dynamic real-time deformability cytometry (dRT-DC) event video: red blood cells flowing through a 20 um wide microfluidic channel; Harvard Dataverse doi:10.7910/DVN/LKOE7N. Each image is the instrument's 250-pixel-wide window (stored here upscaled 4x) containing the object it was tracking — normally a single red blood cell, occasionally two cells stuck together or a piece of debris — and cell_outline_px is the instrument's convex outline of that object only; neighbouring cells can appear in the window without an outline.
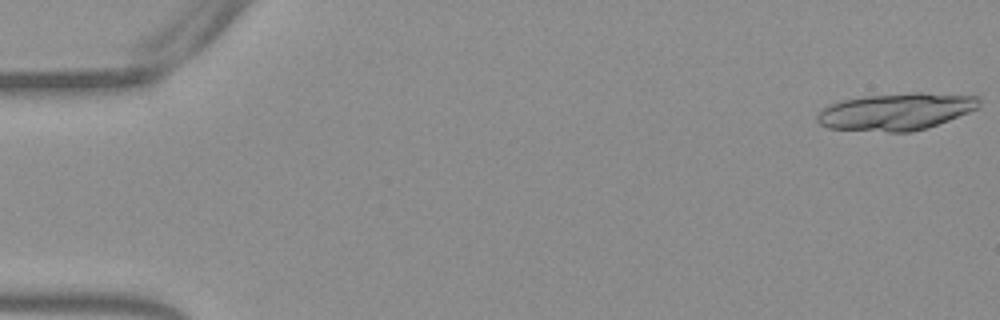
{"species": "Egyptian fruit bat (a non-hibernating species)", "species_latin": "Rousettus aegyptiacus", "temperature_condition": "warm", "stored_images_in_passage": 11, "camera_frame_rate_fps": 3000, "um_per_image_px": 0.085, "frame": {"image": 1, "passage_image": 1, "time_ms": 0.0, "image_size_px": [1000, 320], "cell_outline_px": [[980, 108], [928, 128], [912, 132], [888, 132], [828, 128], [820, 124], [816, 120], [816, 116], [828, 104], [840, 100], [864, 96], [912, 92], [924, 92], [980, 96]], "centroid_in_image_um": [76.2, 9.48], "position_along_channel_um": 8.8, "area_um2": 35.43}}